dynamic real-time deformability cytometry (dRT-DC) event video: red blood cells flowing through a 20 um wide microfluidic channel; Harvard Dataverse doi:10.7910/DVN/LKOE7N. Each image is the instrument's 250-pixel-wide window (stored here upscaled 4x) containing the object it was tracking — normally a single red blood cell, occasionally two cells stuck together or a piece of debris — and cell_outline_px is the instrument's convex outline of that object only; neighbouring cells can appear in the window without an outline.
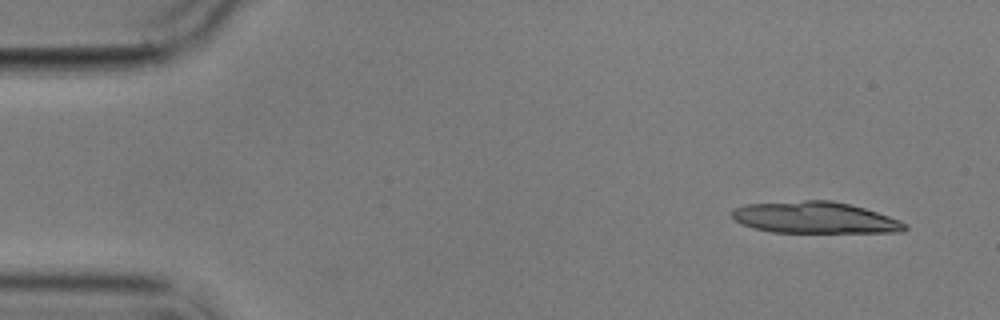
{"species": "common noctule bat (a hibernating species)", "species_latin": "Nyctalus noctula", "temperature_condition": "cold", "stored_images_in_passage": 8, "camera_frame_rate_fps": 3000, "um_per_image_px": 0.085, "animal": {"sex": "male", "body_mass_g": 17.9}, "frame": {"image": 1, "passage_image": 1, "time_ms": 0.0, "image_size_px": [1000, 320], "cell_outline_px": [[908, 228], [900, 232], [772, 232], [752, 228], [736, 220], [732, 216], [732, 208], [744, 204], [804, 200], [832, 200], [864, 208], [900, 220], [908, 224]], "centroid_in_image_um": [69.25, 18.49], "position_along_channel_um": 15.7, "area_um2": 31.73}}
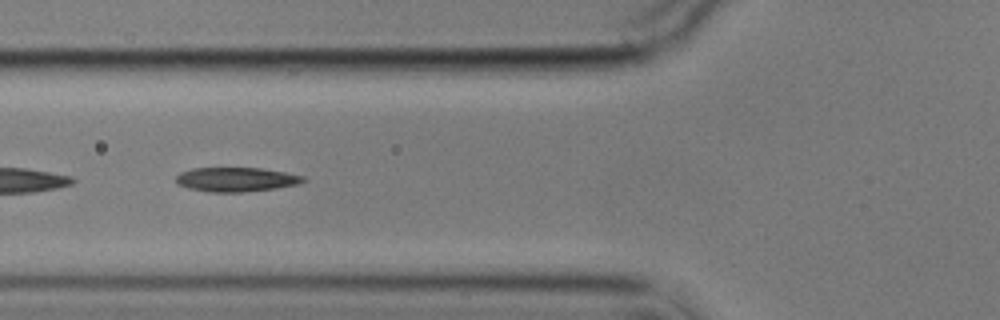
{"frame": {"image": 2, "passage_image": 6, "time_ms": 5.667, "image_size_px": [1000, 320], "cell_outline_px": [[308, 180], [300, 184], [276, 188], [240, 192], [208, 192], [188, 188], [176, 184], [176, 176], [180, 172], [192, 168], [260, 168], [284, 172], [304, 176]], "centroid_in_image_um": [20.07, 15.25], "position_along_channel_um": 105.7, "area_um2": 18.09}}
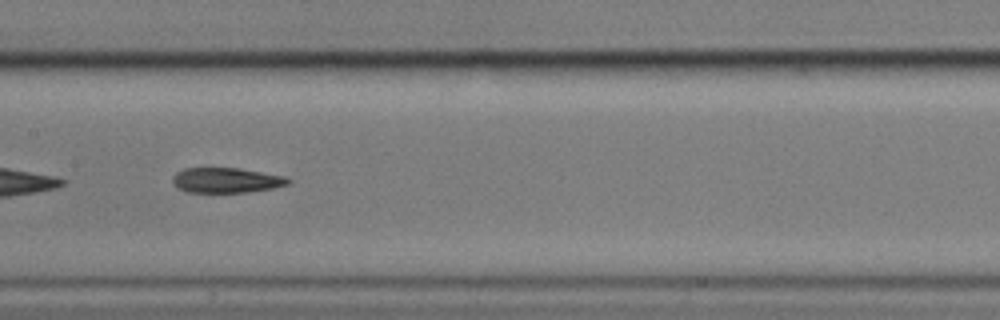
{"frame": {"image": 3, "passage_image": 8, "time_ms": 8.0, "image_size_px": [1000, 320], "cell_outline_px": [[292, 180], [288, 184], [272, 188], [244, 192], [188, 192], [172, 184], [172, 176], [176, 172], [184, 168], [240, 168], [284, 176]], "centroid_in_image_um": [19.21, 15.31], "position_along_channel_um": 188.2, "area_um2": 16.82}}